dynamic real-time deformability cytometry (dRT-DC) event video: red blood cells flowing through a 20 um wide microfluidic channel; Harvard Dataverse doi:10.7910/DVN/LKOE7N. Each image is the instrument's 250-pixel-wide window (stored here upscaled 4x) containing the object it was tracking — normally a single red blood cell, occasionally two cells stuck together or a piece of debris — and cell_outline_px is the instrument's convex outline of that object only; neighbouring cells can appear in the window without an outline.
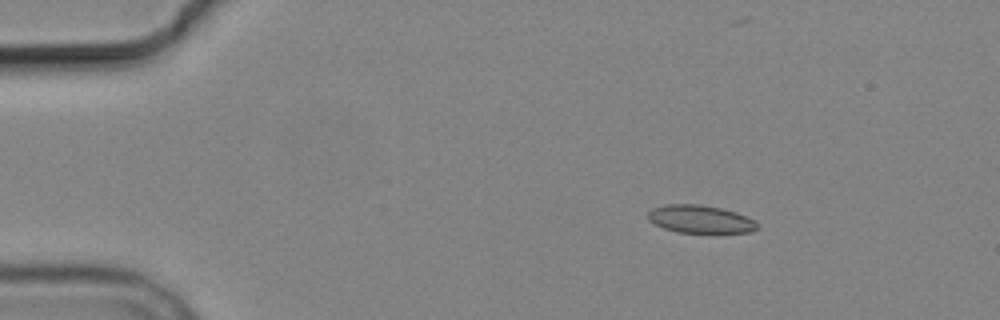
{"species": "common noctule bat (a hibernating species)", "species_latin": "Nyctalus noctula", "temperature_condition": "cold", "stored_images_in_passage": 6, "camera_frame_rate_fps": 3000, "um_per_image_px": 0.085, "animal": {"sex": "male", "body_mass_g": 19.2, "forearm_length_mm": 51.8}, "frame": {"image": 1, "passage_image": 3, "time_ms": 2.333, "image_size_px": [1000, 320], "cell_outline_px": [[756, 228], [752, 232], [676, 232], [664, 228], [648, 220], [648, 212], [652, 208], [664, 204], [700, 204], [720, 208], [736, 212], [756, 220]], "centroid_in_image_um": [59.49, 18.61], "position_along_channel_um": 25.5, "area_um2": 17.63}}
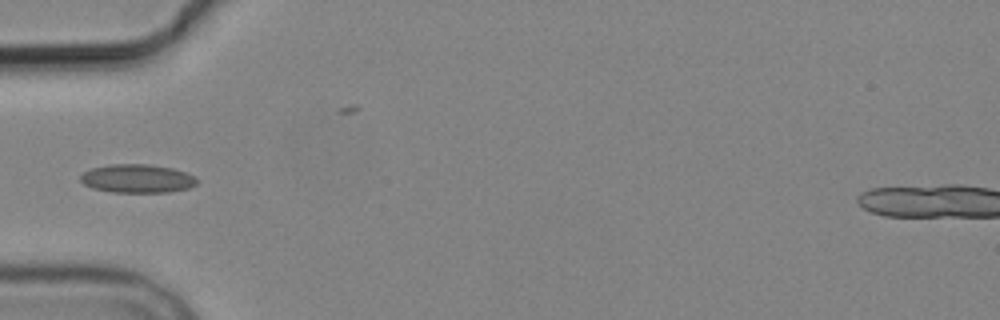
{"frame": {"image": 2, "passage_image": 6, "time_ms": 5.667, "image_size_px": [1000, 320], "cell_outline_px": [[196, 184], [188, 188], [168, 192], [112, 192], [92, 188], [84, 184], [80, 180], [80, 176], [84, 172], [92, 168], [108, 164], [148, 164], [172, 168], [184, 172], [192, 176], [196, 180]], "centroid_in_image_um": [11.62, 15.17], "position_along_channel_um": 73.4, "area_um2": 19.19}}